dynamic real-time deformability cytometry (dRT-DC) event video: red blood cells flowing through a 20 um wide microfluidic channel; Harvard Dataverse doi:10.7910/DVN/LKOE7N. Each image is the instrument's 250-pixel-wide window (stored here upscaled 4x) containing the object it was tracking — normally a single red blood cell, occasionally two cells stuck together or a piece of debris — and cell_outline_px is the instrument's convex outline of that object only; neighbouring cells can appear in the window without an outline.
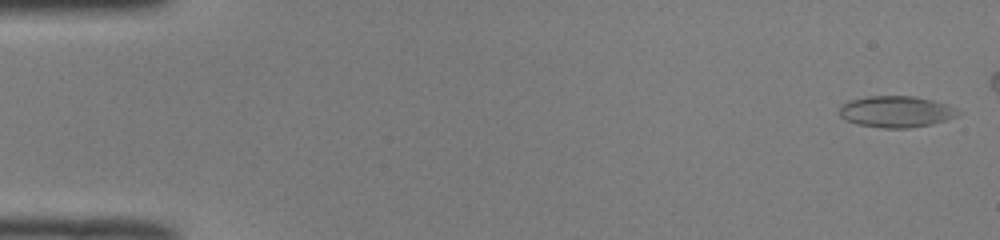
{"species": "common noctule bat (a hibernating species)", "species_latin": "Nyctalus noctula", "temperature_condition": "room temperature", "stored_images_in_passage": 45, "camera_frame_rate_fps": 3000, "um_per_image_px": 0.085, "animal": {"sex": "male", "body_mass_g": 19.0, "forearm_length_mm": 50.8}, "frame": {"image": 1, "passage_image": 1, "time_ms": 0.0, "image_size_px": [1000, 240], "cell_outline_px": [[960, 112], [956, 116], [932, 124], [908, 128], [884, 128], [856, 124], [844, 120], [840, 116], [840, 104], [848, 100], [868, 96], [912, 96], [932, 100], [948, 104]], "centroid_in_image_um": [76.12, 9.49], "position_along_channel_um": 8.9, "area_um2": 21.73}}
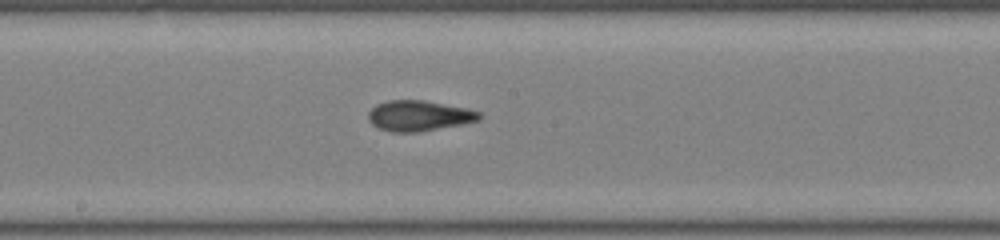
{"frame": {"image": 2, "passage_image": 27, "time_ms": 8.667, "image_size_px": [1000, 240], "cell_outline_px": [[484, 116], [480, 120], [420, 132], [392, 132], [376, 128], [368, 120], [368, 112], [376, 104], [388, 100], [424, 100], [468, 108], [480, 112]], "centroid_in_image_um": [35.61, 9.84], "position_along_channel_um": 212.6, "area_um2": 19.94}}
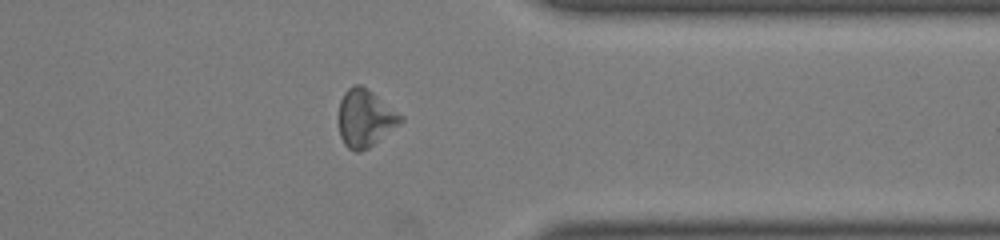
{"frame": {"image": 3, "passage_image": 40, "time_ms": 13.0, "image_size_px": [1000, 240], "cell_outline_px": [[404, 120], [400, 124], [368, 148], [360, 152], [356, 152], [348, 148], [344, 144], [340, 136], [340, 100], [344, 92], [348, 88], [356, 84], [360, 84], [372, 92], [404, 116]], "centroid_in_image_um": [31.05, 10.05], "position_along_channel_um": 380.3, "area_um2": 20.52}, "authors_computed_cell_mechanics": {"area_um2": 20.0566, "velocity_mm_per_s": 4.0256, "shape_relaxation_time_tau1_ms": null, "shape_relaxation_time_tau2_ms": 2.6337, "deformation_change_tau1": null, "deformation_change_tau2": 0.094}}